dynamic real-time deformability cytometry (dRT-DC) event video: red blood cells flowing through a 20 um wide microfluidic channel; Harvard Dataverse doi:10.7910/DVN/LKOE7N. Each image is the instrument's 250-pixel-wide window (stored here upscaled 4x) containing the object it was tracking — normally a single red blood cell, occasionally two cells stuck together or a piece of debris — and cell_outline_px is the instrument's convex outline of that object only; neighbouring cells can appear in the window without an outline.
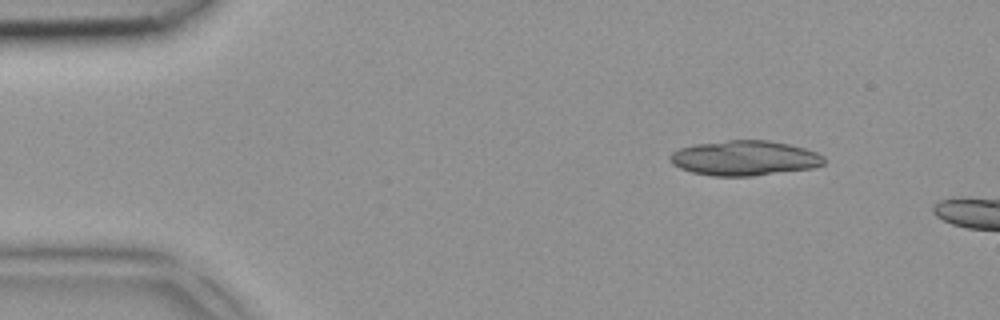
{"species": "common noctule bat (a hibernating species)", "species_latin": "Nyctalus noctula", "temperature_condition": "room temperature", "stored_images_in_passage": 3, "camera_frame_rate_fps": 3000, "um_per_image_px": 0.085, "animal": {"sex": "female", "body_mass_g": 18.4}, "frame": {"image": 1, "passage_image": 1, "time_ms": 0.0, "image_size_px": [1000, 320], "cell_outline_px": [[824, 164], [816, 168], [752, 176], [712, 176], [692, 172], [680, 168], [672, 164], [668, 160], [668, 156], [672, 152], [680, 148], [692, 144], [728, 140], [768, 140], [788, 144], [804, 148], [816, 152], [824, 156]], "centroid_in_image_um": [63.27, 13.44], "position_along_channel_um": 21.7, "area_um2": 31.67}}